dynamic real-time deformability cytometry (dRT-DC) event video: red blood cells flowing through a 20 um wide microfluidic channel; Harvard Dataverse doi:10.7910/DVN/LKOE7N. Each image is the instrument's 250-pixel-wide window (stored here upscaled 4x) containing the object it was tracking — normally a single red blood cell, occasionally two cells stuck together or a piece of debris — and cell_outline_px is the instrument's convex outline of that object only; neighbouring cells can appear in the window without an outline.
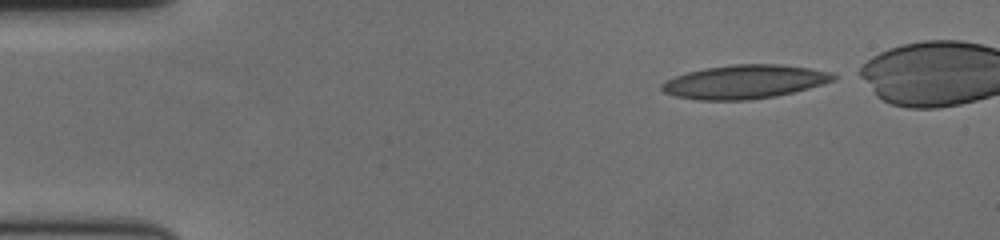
{"species": "human", "species_latin": "Homo sapiens", "temperature_condition": "cold", "stored_images_in_passage": 48, "camera_frame_rate_fps": 3000, "um_per_image_px": 0.085, "donor": {"sex": "female"}, "frame": {"image": 1, "passage_image": 1, "time_ms": 0.0, "image_size_px": [1000, 240], "cell_outline_px": [[836, 80], [808, 88], [776, 96], [748, 100], [700, 100], [676, 96], [664, 92], [660, 88], [660, 84], [676, 76], [688, 72], [704, 68], [732, 64], [780, 64], [808, 68], [832, 72], [836, 76]], "centroid_in_image_um": [63.29, 6.95], "position_along_channel_um": 21.7, "area_um2": 33.58}}
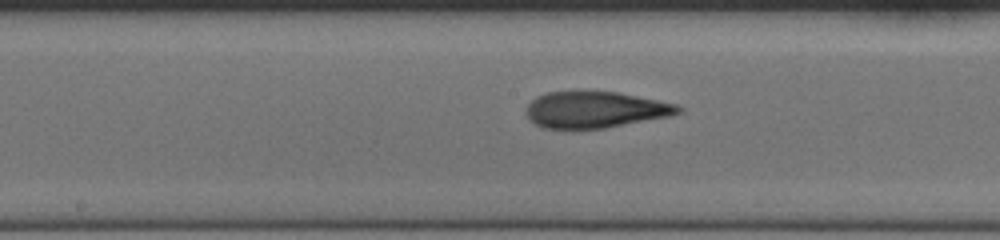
{"frame": {"image": 2, "passage_image": 24, "time_ms": 7.667, "image_size_px": [1000, 240], "cell_outline_px": [[684, 108], [680, 112], [672, 116], [604, 128], [544, 128], [536, 124], [524, 112], [524, 108], [536, 96], [548, 92], [616, 92], [676, 104]], "centroid_in_image_um": [50.59, 9.33], "position_along_channel_um": 197.6, "area_um2": 31.91}}
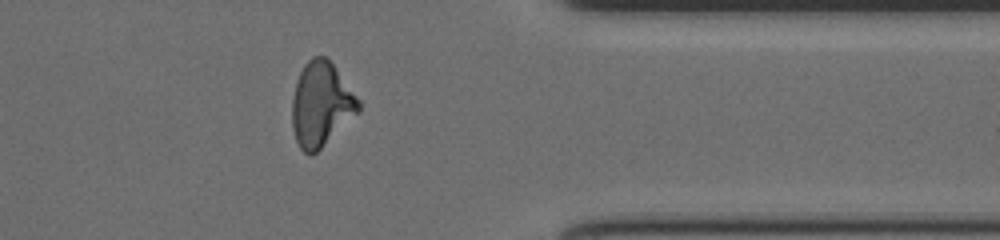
{"frame": {"image": 3, "passage_image": 41, "time_ms": 13.333, "image_size_px": [1000, 240], "cell_outline_px": [[360, 112], [312, 156], [308, 156], [300, 148], [296, 140], [292, 128], [292, 96], [300, 72], [304, 64], [312, 56], [324, 56], [332, 64], [360, 100]], "centroid_in_image_um": [27.29, 8.9], "position_along_channel_um": 384.1, "area_um2": 32.6}, "authors_computed_cell_mechanics": {"area_um2": 33.0038, "velocity_mm_per_s": 3.5166, "shape_relaxation_time_tau1_ms": 8.0366, "shape_relaxation_time_tau2_ms": 2.4575, "deformation_change_tau1": 0.2242, "deformation_change_tau2": 0.1022}}